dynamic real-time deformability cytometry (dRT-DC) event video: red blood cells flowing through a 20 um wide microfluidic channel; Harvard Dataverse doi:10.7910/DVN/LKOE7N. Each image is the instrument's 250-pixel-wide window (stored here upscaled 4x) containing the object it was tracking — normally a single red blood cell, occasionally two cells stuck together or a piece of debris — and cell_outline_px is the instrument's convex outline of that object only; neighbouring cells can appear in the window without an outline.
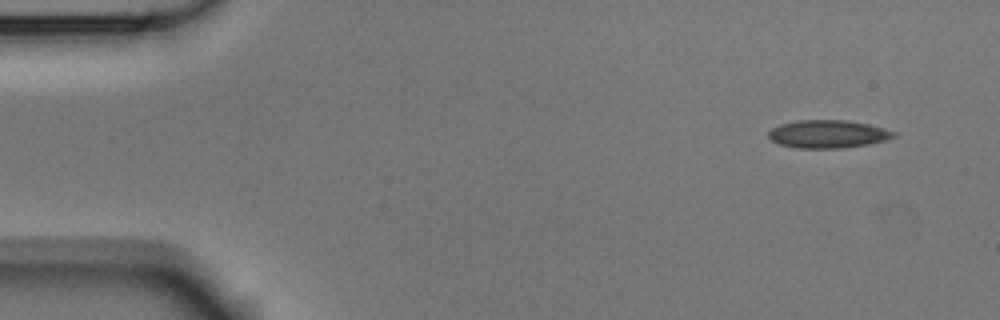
{"species": "Egyptian fruit bat (a non-hibernating species)", "species_latin": "Rousettus aegyptiacus", "temperature_condition": "room temperature", "stored_images_in_passage": 5, "segment_of_instrument_passage": [1, 2], "camera_frame_rate_fps": 3000, "um_per_image_px": 0.085, "animal": {"sex": "male"}, "frame": {"image": 1, "passage_image": 1, "time_ms": 0.0, "image_size_px": [1000, 320], "cell_outline_px": [[896, 136], [884, 140], [868, 144], [840, 148], [796, 148], [780, 144], [772, 140], [768, 136], [768, 132], [772, 128], [780, 124], [800, 120], [844, 120], [868, 124], [896, 132]], "centroid_in_image_um": [70.35, 11.39], "position_along_channel_um": 14.7, "area_um2": 20.17}}